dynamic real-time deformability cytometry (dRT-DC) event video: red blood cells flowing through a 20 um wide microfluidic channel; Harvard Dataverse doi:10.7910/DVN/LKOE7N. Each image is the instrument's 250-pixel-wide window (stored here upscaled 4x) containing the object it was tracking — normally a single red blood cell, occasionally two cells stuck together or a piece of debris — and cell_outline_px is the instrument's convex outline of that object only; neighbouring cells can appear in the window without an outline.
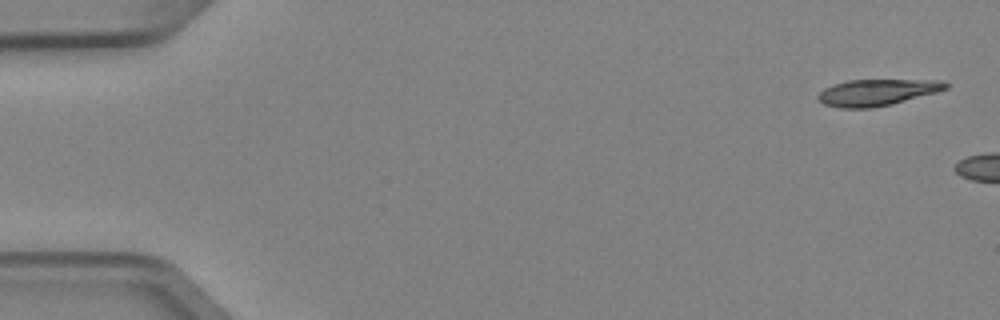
{"species": "Egyptian fruit bat (a non-hibernating species)", "species_latin": "Rousettus aegyptiacus", "temperature_condition": "cold", "stored_images_in_passage": 3, "camera_frame_rate_fps": 3000, "um_per_image_px": 0.085, "animal": {"sex": "female"}, "frame": {"image": 1, "passage_image": 1, "time_ms": 0.0, "image_size_px": [1000, 320], "cell_outline_px": [[948, 88], [936, 92], [892, 104], [872, 108], [840, 108], [824, 104], [816, 96], [824, 88], [832, 84], [848, 80], [944, 80], [948, 84]], "centroid_in_image_um": [74.53, 7.85], "position_along_channel_um": 10.5, "area_um2": 19.65}}